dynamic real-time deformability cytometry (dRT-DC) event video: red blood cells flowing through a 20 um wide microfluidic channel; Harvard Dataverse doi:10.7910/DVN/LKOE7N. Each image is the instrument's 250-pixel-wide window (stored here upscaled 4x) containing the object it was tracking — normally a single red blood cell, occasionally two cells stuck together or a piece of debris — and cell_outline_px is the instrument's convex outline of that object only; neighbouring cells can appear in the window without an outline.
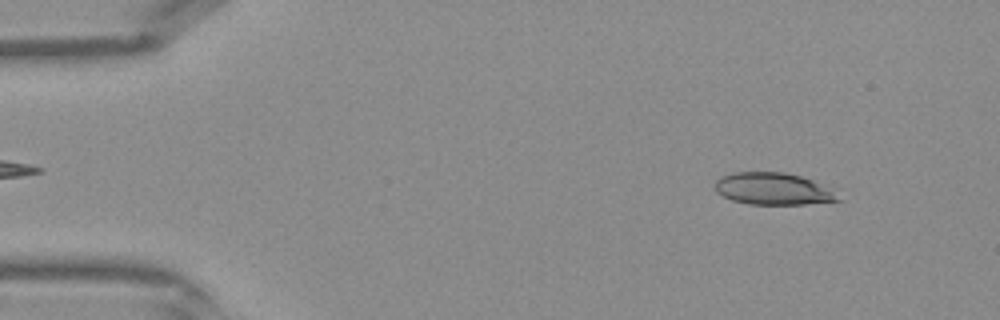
{"species": "Egyptian fruit bat (a non-hibernating species)", "species_latin": "Rousettus aegyptiacus", "temperature_condition": "warm", "stored_images_in_passage": 41, "camera_frame_rate_fps": 3000, "um_per_image_px": 0.085, "frame": {"image": 1, "passage_image": 4, "time_ms": 1.0, "image_size_px": [1000, 320], "cell_outline_px": [[844, 200], [804, 204], [748, 204], [732, 200], [716, 192], [716, 180], [720, 176], [732, 172], [784, 172], [800, 176], [812, 180], [832, 192]], "centroid_in_image_um": [65.65, 16.05], "position_along_channel_um": 19.3, "area_um2": 22.66}}
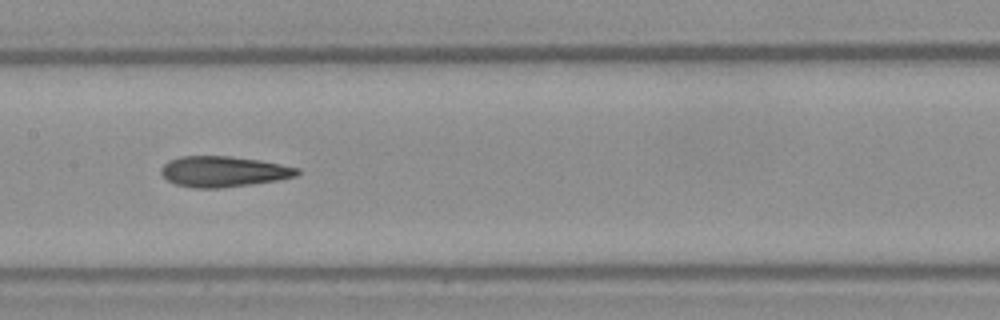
{"frame": {"image": 2, "passage_image": 20, "time_ms": 6.333, "image_size_px": [1000, 320], "cell_outline_px": [[300, 172], [296, 176], [280, 180], [252, 184], [220, 188], [196, 188], [176, 184], [168, 180], [160, 172], [160, 168], [168, 160], [180, 156], [228, 156], [260, 160], [300, 168]], "centroid_in_image_um": [19.0, 14.58], "position_along_channel_um": 188.4, "area_um2": 24.39}}
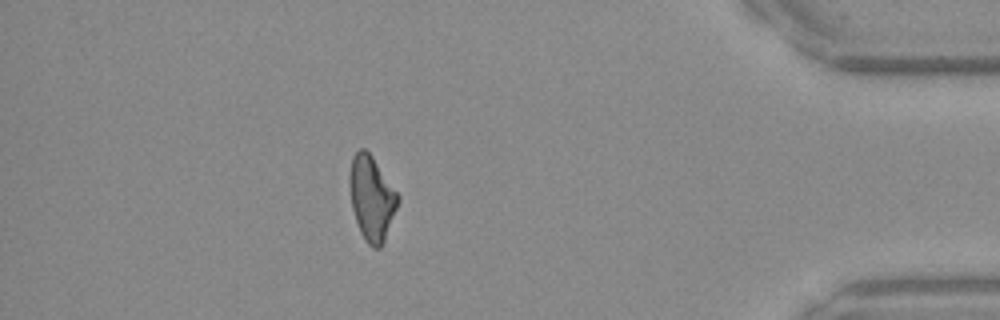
{"frame": {"image": 3, "passage_image": 36, "time_ms": 11.667, "image_size_px": [1000, 320], "cell_outline_px": [[400, 200], [384, 240], [380, 248], [372, 248], [368, 244], [360, 232], [352, 208], [348, 184], [348, 176], [352, 156], [360, 148], [364, 148], [372, 156], [400, 196]], "centroid_in_image_um": [31.57, 16.82], "position_along_channel_um": 403.6, "area_um2": 23.81}}